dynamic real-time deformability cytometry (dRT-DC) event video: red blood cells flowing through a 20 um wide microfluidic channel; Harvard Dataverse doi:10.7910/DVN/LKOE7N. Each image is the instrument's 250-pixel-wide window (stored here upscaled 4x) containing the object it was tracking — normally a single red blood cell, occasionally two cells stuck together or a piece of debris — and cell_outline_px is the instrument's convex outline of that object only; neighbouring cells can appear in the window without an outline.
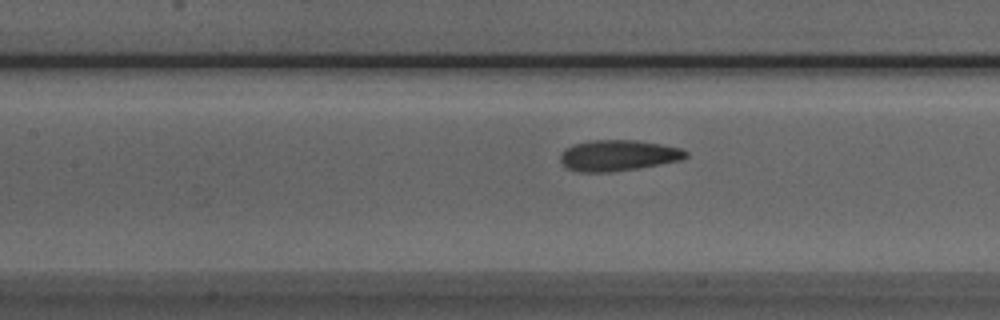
{"species": "Egyptian fruit bat (a non-hibernating species)", "species_latin": "Rousettus aegyptiacus", "temperature_condition": "room temperature", "stored_images_in_passage": 39, "camera_frame_rate_fps": 3000, "um_per_image_px": 0.085, "animal": {"sex": "male"}, "frame": {"image": 1, "passage_image": 15, "time_ms": 4.667, "image_size_px": [1000, 320], "cell_outline_px": [[688, 156], [684, 160], [640, 168], [608, 172], [580, 172], [564, 168], [560, 160], [560, 152], [564, 148], [572, 144], [592, 140], [636, 140], [660, 144], [680, 148], [688, 152]], "centroid_in_image_um": [52.52, 13.22], "position_along_channel_um": 154.9, "area_um2": 23.0}}
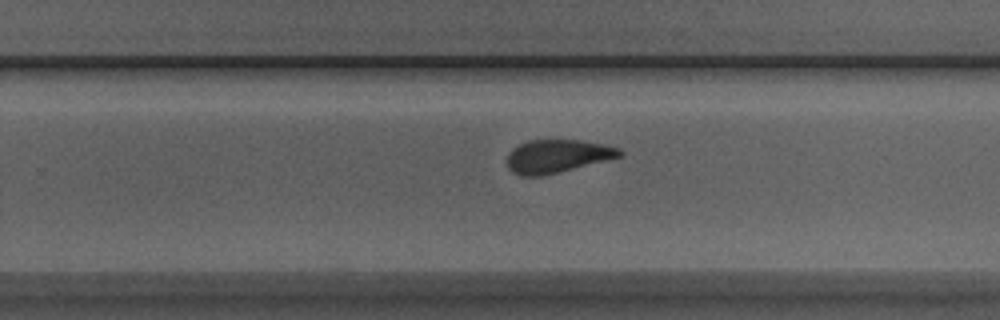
{"frame": {"image": 2, "passage_image": 25, "time_ms": 8.0, "image_size_px": [1000, 320], "cell_outline_px": [[624, 156], [540, 176], [524, 176], [512, 172], [508, 168], [508, 152], [512, 148], [528, 140], [580, 140], [604, 144], [620, 148], [624, 152]], "centroid_in_image_um": [47.39, 13.26], "position_along_channel_um": 282.4, "area_um2": 21.68}}
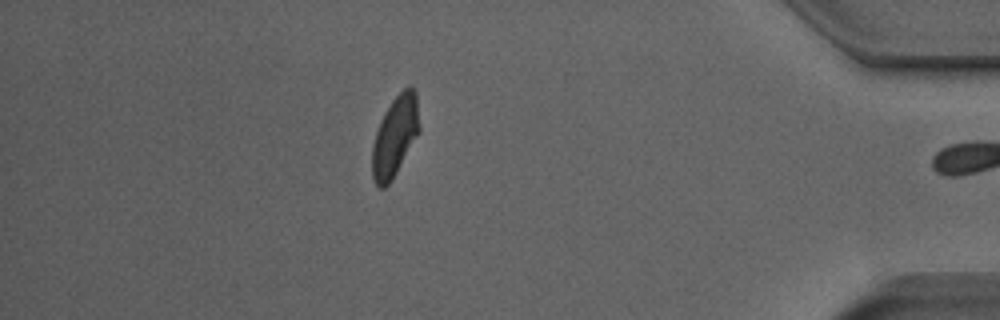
{"frame": {"image": 3, "passage_image": 38, "time_ms": 12.333, "image_size_px": [1000, 320], "cell_outline_px": [[420, 132], [392, 180], [384, 188], [380, 188], [376, 184], [372, 176], [372, 144], [380, 120], [384, 112], [392, 100], [408, 84], [416, 92], [420, 124]], "centroid_in_image_um": [33.58, 11.57], "position_along_channel_um": 401.6, "area_um2": 22.25}, "authors_computed_cell_mechanics": {"area_um2": 22.542, "velocity_mm_per_s": 3.8455, "shape_relaxation_time_tau1_ms": null, "shape_relaxation_time_tau2_ms": 1.6785, "deformation_change_tau1": null, "deformation_change_tau2": 0.0812}}